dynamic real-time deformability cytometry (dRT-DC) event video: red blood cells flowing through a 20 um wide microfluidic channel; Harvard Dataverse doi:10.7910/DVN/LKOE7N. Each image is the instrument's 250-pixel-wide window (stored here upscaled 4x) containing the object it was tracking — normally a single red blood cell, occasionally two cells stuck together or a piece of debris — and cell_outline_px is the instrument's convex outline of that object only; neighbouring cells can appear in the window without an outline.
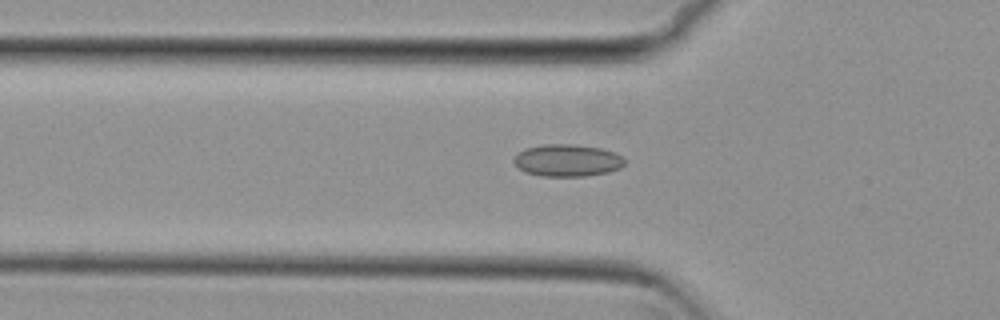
{"species": "common noctule bat (a hibernating species)", "species_latin": "Nyctalus noctula", "temperature_condition": "cold", "stored_images_in_passage": 50, "camera_frame_rate_fps": 3000, "um_per_image_px": 0.085, "animal": {"sex": "female", "body_mass_g": 29.2, "forearm_length_mm": 56.3}, "frame": {"image": 1, "passage_image": 18, "time_ms": 5.667, "image_size_px": [1000, 320], "cell_outline_px": [[624, 164], [620, 168], [608, 172], [588, 176], [540, 176], [524, 172], [512, 160], [524, 148], [544, 144], [572, 144], [600, 148], [616, 152], [624, 160]], "centroid_in_image_um": [48.22, 13.63], "position_along_channel_um": 77.6, "area_um2": 20.75}}
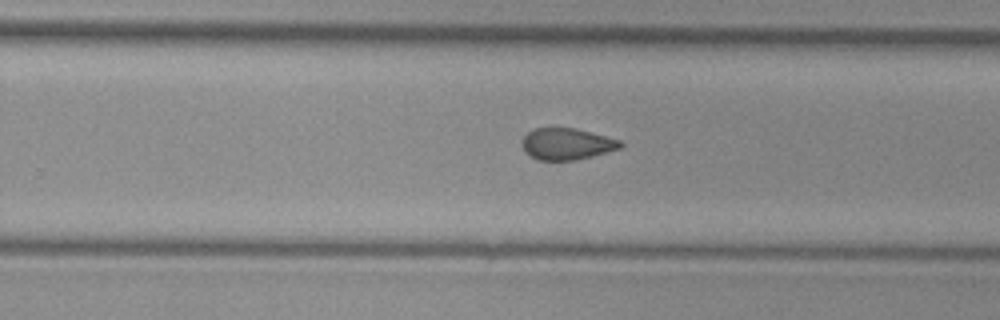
{"frame": {"image": 2, "passage_image": 34, "time_ms": 11.0, "image_size_px": [1000, 320], "cell_outline_px": [[624, 144], [620, 148], [592, 156], [576, 160], [536, 160], [524, 152], [524, 136], [532, 128], [576, 128], [620, 140]], "centroid_in_image_um": [48.17, 12.24], "position_along_channel_um": 281.6, "area_um2": 17.98}}
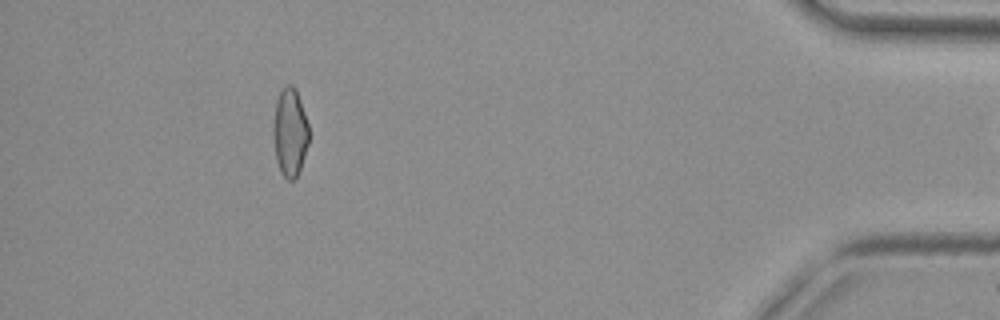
{"frame": {"image": 3, "passage_image": 49, "time_ms": 16.0, "image_size_px": [1000, 320], "cell_outline_px": [[308, 144], [296, 180], [288, 180], [280, 172], [276, 160], [272, 132], [272, 124], [276, 100], [284, 84], [292, 84], [296, 88], [308, 124]], "centroid_in_image_um": [24.62, 11.23], "position_along_channel_um": 410.6, "area_um2": 18.55}}